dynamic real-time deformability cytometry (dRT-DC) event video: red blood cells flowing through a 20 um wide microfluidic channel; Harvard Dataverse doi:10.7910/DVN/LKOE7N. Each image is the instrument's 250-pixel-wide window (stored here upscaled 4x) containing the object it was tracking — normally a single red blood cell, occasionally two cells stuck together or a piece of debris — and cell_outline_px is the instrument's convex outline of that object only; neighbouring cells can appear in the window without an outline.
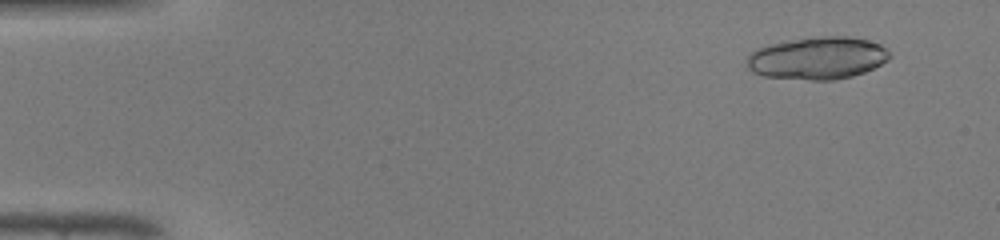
{"species": "common noctule bat (a hibernating species)", "species_latin": "Nyctalus noctula", "temperature_condition": "warm", "stored_images_in_passage": 36, "camera_frame_rate_fps": 3000, "um_per_image_px": 0.085, "animal": {"sex": "male", "body_mass_g": 19.0, "forearm_length_mm": 50.8}, "frame": {"image": 1, "passage_image": 4, "time_ms": 1.0, "image_size_px": [1000, 240], "cell_outline_px": [[892, 56], [888, 60], [864, 72], [852, 76], [836, 80], [808, 80], [764, 76], [752, 72], [748, 68], [748, 56], [752, 52], [760, 48], [772, 44], [808, 36], [848, 36], [868, 40], [880, 44]], "centroid_in_image_um": [69.51, 4.94], "position_along_channel_um": 15.5, "area_um2": 35.26}}
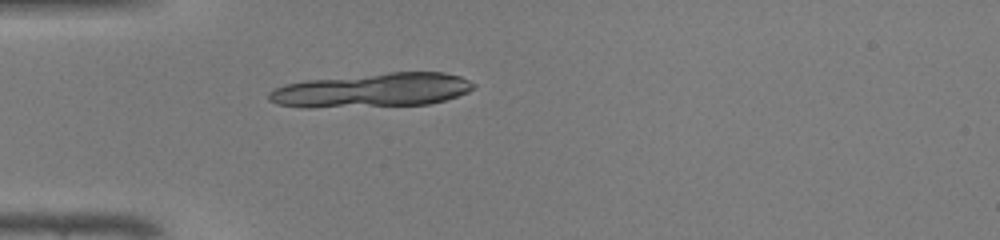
{"frame": {"image": 2, "passage_image": 14, "time_ms": 4.333, "image_size_px": [1000, 240], "cell_outline_px": [[476, 84], [468, 92], [444, 100], [428, 104], [308, 108], [304, 108], [276, 104], [268, 100], [268, 92], [284, 84], [308, 80], [388, 72], [444, 72], [460, 76]], "centroid_in_image_um": [31.61, 7.67], "position_along_channel_um": 53.4, "area_um2": 40.63}}